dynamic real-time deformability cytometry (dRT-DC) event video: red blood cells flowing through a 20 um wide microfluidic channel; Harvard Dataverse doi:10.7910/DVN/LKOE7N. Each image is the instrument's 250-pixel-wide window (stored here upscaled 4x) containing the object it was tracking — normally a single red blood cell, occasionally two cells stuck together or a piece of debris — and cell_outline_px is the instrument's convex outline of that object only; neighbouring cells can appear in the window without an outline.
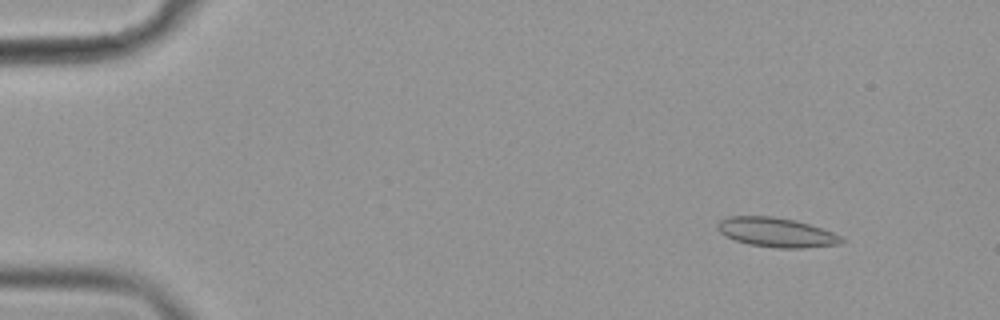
{"species": "common noctule bat (a hibernating species)", "species_latin": "Nyctalus noctula", "temperature_condition": "cold", "stored_images_in_passage": 55, "camera_frame_rate_fps": 3000, "um_per_image_px": 0.085, "animal": {"sex": "female", "body_mass_g": 19.9}, "frame": {"image": 1, "passage_image": 5, "time_ms": 1.333, "image_size_px": [1000, 320], "cell_outline_px": [[844, 240], [840, 244], [804, 248], [776, 248], [748, 244], [736, 240], [720, 232], [716, 228], [716, 224], [720, 220], [728, 216], [772, 216], [796, 220], [832, 232], [840, 236]], "centroid_in_image_um": [65.97, 19.75], "position_along_channel_um": 19.0, "area_um2": 21.15}}
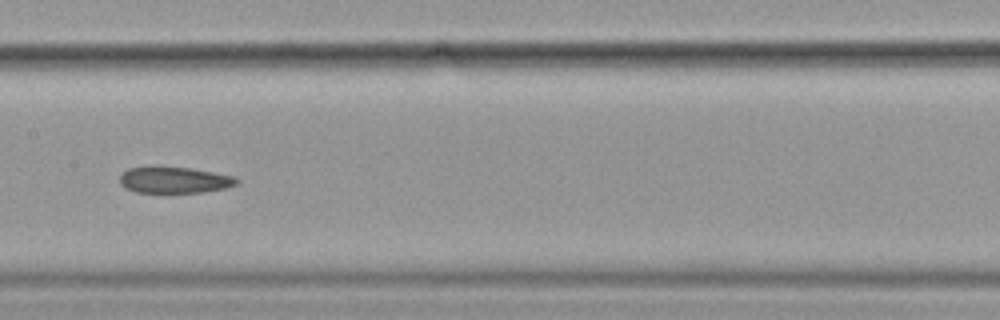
{"frame": {"image": 2, "passage_image": 28, "time_ms": 9.0, "image_size_px": [1000, 320], "cell_outline_px": [[240, 180], [236, 184], [224, 188], [200, 192], [136, 192], [124, 188], [120, 184], [120, 176], [128, 168], [192, 168], [236, 176]], "centroid_in_image_um": [14.85, 15.31], "position_along_channel_um": 192.5, "area_um2": 17.51}}
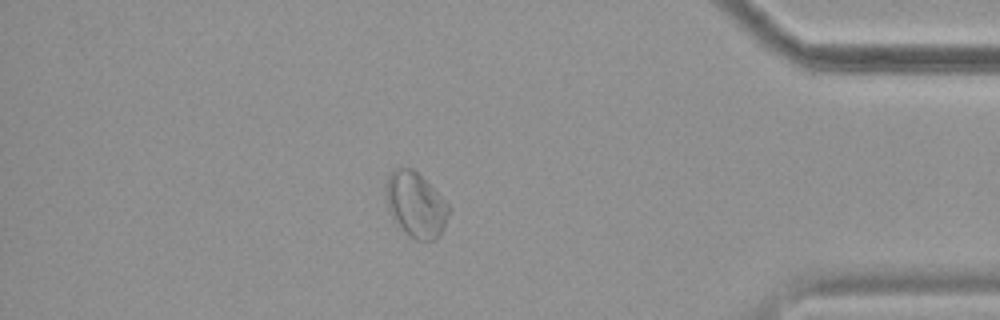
{"frame": {"image": 3, "passage_image": 48, "time_ms": 15.667, "image_size_px": [1000, 320], "cell_outline_px": [[452, 208], [440, 232], [432, 240], [416, 240], [392, 216], [388, 208], [384, 196], [384, 188], [388, 176], [396, 168], [412, 168]], "centroid_in_image_um": [35.31, 17.36], "position_along_channel_um": 399.9, "area_um2": 23.0}}